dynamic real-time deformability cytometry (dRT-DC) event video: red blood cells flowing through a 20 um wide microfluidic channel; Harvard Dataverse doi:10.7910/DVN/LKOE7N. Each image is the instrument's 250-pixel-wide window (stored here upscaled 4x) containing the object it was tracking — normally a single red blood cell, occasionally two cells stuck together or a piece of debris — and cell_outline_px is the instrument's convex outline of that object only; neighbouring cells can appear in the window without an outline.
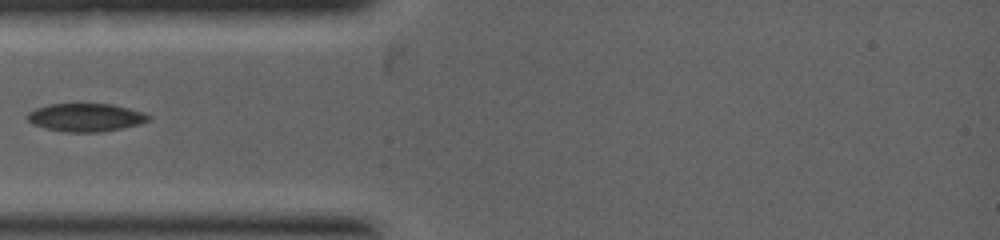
{"species": "common noctule bat (a hibernating species)", "species_latin": "Nyctalus noctula", "temperature_condition": "warm", "stored_images_in_passage": 10, "camera_frame_rate_fps": 5000, "um_per_image_px": 0.085, "animal": {"sex": "female", "body_mass_g": 19.0, "forearm_length_mm": 53.3}, "frame": {"image": 1, "passage_image": 2, "time_ms": 0.4, "image_size_px": [1000, 240], "cell_outline_px": [[152, 116], [148, 120], [140, 124], [100, 132], [64, 132], [32, 124], [28, 120], [28, 112], [36, 108], [48, 104], [112, 104], [144, 112]], "centroid_in_image_um": [7.3, 9.98], "position_along_channel_um": 77.7, "area_um2": 19.71}}
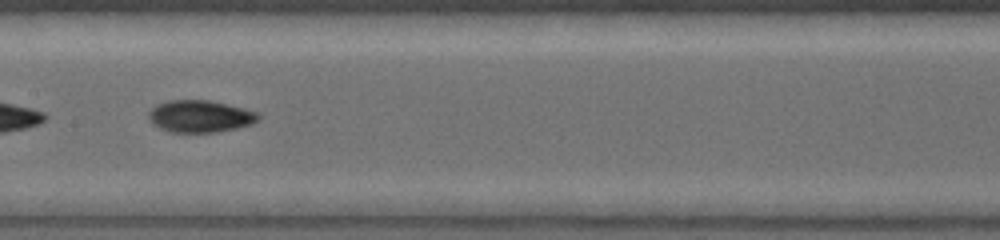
{"frame": {"image": 2, "passage_image": 7, "time_ms": 2.0, "image_size_px": [1000, 240], "cell_outline_px": [[260, 120], [252, 124], [236, 128], [216, 132], [172, 132], [160, 128], [152, 124], [148, 116], [148, 112], [156, 104], [168, 100], [208, 100], [244, 108], [260, 112]], "centroid_in_image_um": [17.02, 9.88], "position_along_channel_um": 190.4, "area_um2": 20.63}}
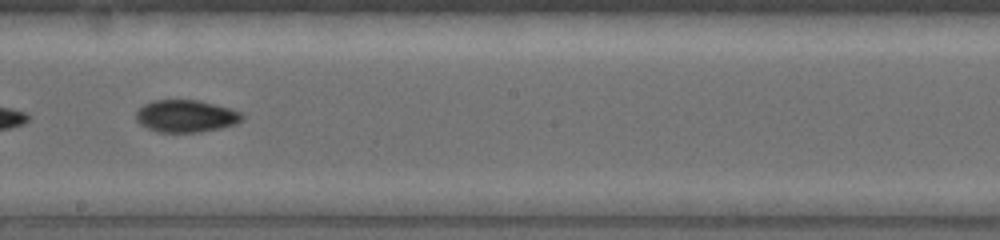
{"frame": {"image": 3, "passage_image": 9, "time_ms": 2.6, "image_size_px": [1000, 240], "cell_outline_px": [[244, 120], [236, 124], [220, 128], [200, 132], [160, 132], [148, 128], [140, 124], [136, 120], [136, 112], [144, 104], [152, 100], [196, 100], [232, 108], [240, 112], [244, 116]], "centroid_in_image_um": [15.83, 9.87], "position_along_channel_um": 232.4, "area_um2": 20.0}}